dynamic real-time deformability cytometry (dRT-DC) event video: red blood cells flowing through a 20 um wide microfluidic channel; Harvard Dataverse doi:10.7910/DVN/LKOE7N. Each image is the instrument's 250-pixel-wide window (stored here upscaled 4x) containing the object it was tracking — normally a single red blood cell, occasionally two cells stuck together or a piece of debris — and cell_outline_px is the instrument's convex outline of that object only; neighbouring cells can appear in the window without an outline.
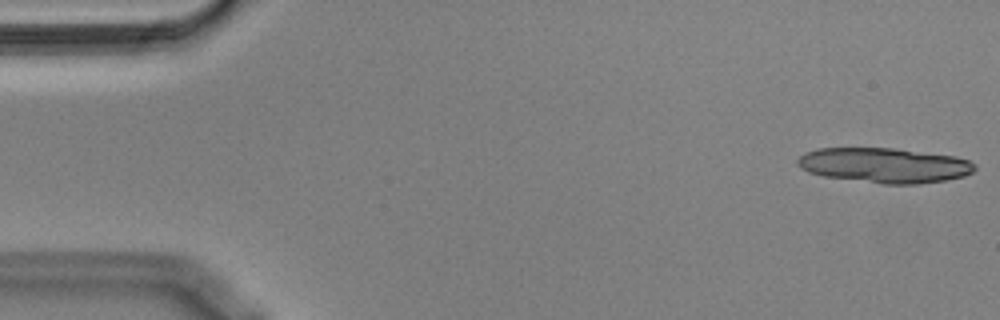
{"species": "Egyptian fruit bat (a non-hibernating species)", "species_latin": "Rousettus aegyptiacus", "temperature_condition": "cold", "stored_images_in_passage": 14, "camera_frame_rate_fps": 3000, "um_per_image_px": 0.085, "animal": {"sex": "male"}, "frame": {"image": 1, "passage_image": 1, "time_ms": 0.0, "image_size_px": [1000, 320], "cell_outline_px": [[976, 168], [972, 172], [964, 176], [944, 180], [916, 184], [884, 184], [824, 176], [808, 172], [800, 168], [796, 164], [796, 160], [804, 152], [816, 148], [892, 148], [956, 156], [968, 160], [976, 164]], "centroid_in_image_um": [75.15, 14.04], "position_along_channel_um": 9.9, "area_um2": 36.18}}